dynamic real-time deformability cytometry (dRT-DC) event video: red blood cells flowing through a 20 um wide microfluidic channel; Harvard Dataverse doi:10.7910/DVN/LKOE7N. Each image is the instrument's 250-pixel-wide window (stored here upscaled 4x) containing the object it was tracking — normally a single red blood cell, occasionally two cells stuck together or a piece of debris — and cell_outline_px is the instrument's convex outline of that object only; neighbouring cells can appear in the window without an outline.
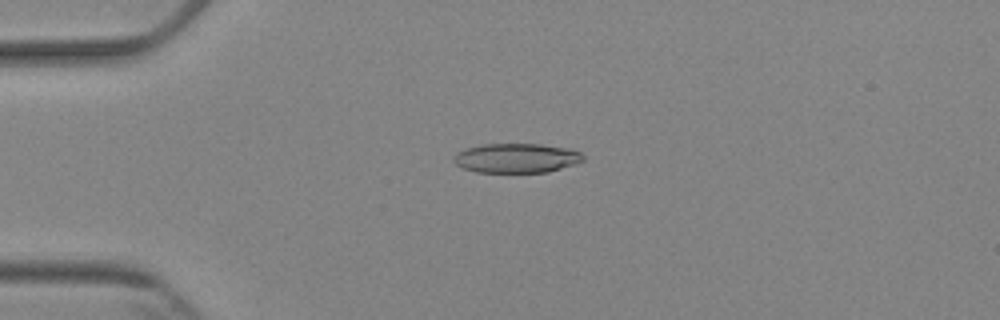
{"species": "Egyptian fruit bat (a non-hibernating species)", "species_latin": "Rousettus aegyptiacus", "temperature_condition": "cold", "stored_images_in_passage": 6, "camera_frame_rate_fps": 3000, "um_per_image_px": 0.085, "animal": {"sex": "female"}, "frame": {"image": 1, "passage_image": 3, "time_ms": 2.333, "image_size_px": [1000, 320], "cell_outline_px": [[584, 160], [576, 164], [548, 172], [476, 172], [464, 168], [456, 164], [452, 160], [452, 156], [456, 152], [464, 148], [484, 144], [540, 144], [572, 148], [580, 152], [584, 156]], "centroid_in_image_um": [43.9, 13.43], "position_along_channel_um": 41.1, "area_um2": 22.48}}
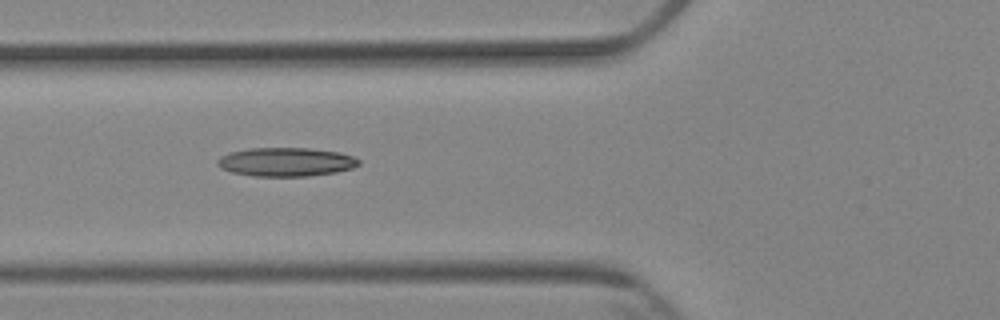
{"frame": {"image": 2, "passage_image": 5, "time_ms": 4.667, "image_size_px": [1000, 320], "cell_outline_px": [[360, 164], [352, 168], [336, 172], [308, 176], [252, 176], [232, 172], [220, 168], [216, 164], [216, 160], [220, 156], [232, 152], [248, 148], [308, 148], [340, 152], [352, 156], [360, 160]], "centroid_in_image_um": [24.29, 13.76], "position_along_channel_um": 101.5, "area_um2": 23.76}}
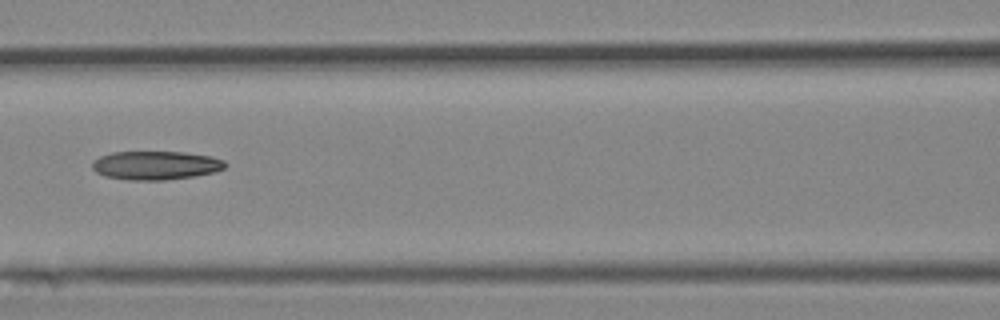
{"frame": {"image": 3, "passage_image": 6, "time_ms": 6.0, "image_size_px": [1000, 320], "cell_outline_px": [[228, 164], [224, 168], [216, 172], [196, 176], [164, 180], [128, 180], [104, 176], [96, 172], [92, 168], [92, 160], [100, 156], [112, 152], [184, 152], [212, 156], [224, 160]], "centroid_in_image_um": [13.25, 14.05], "position_along_channel_um": 153.3, "area_um2": 22.48}}